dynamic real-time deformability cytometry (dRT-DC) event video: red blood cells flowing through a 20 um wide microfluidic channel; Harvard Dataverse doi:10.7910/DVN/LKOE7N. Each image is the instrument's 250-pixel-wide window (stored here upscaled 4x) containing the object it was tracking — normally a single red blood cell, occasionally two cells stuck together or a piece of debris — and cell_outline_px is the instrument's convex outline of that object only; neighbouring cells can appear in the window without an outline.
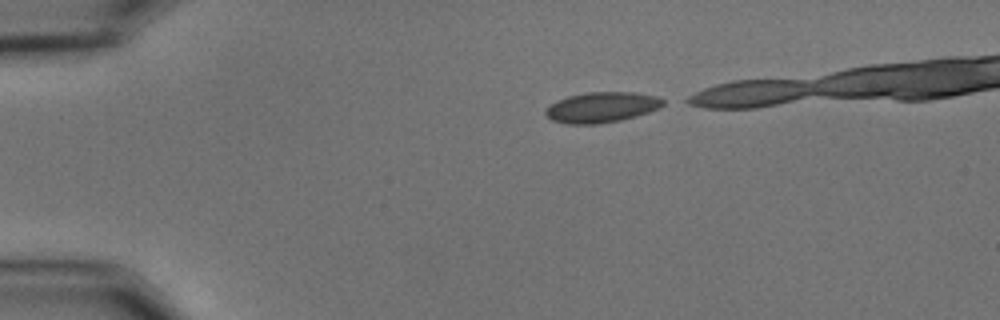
{"species": "common noctule bat (a hibernating species)", "species_latin": "Nyctalus noctula", "temperature_condition": "cold", "stored_images_in_passage": 35, "camera_frame_rate_fps": 3000, "um_per_image_px": 0.085, "animal": {"sex": "male", "body_mass_g": 15.6}, "frame": {"image": 1, "passage_image": 1, "time_ms": 0.0, "image_size_px": [1000, 320], "cell_outline_px": [[664, 104], [660, 108], [636, 116], [620, 120], [596, 124], [568, 124], [552, 120], [544, 112], [556, 100], [568, 96], [588, 92], [636, 92], [656, 96], [664, 100]], "centroid_in_image_um": [51.16, 9.11], "position_along_channel_um": 33.8, "area_um2": 20.75}}
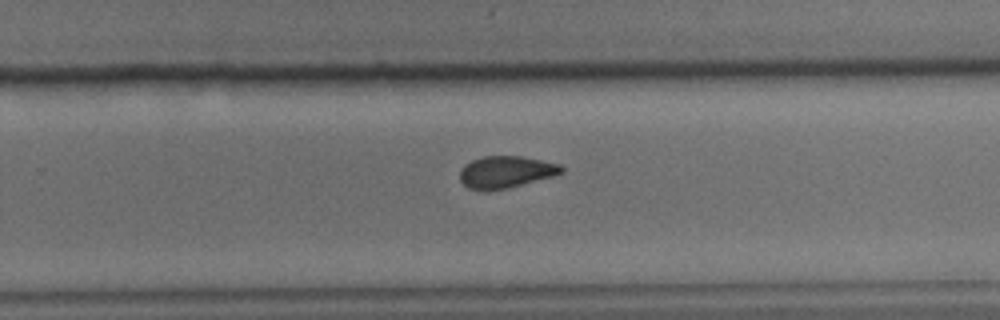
{"frame": {"image": 2, "passage_image": 26, "time_ms": 8.333, "image_size_px": [1000, 320], "cell_outline_px": [[564, 172], [552, 176], [504, 188], [468, 188], [460, 180], [460, 168], [464, 164], [472, 160], [484, 156], [520, 156], [560, 164], [564, 168]], "centroid_in_image_um": [42.99, 14.57], "position_along_channel_um": 286.8, "area_um2": 18.26}}
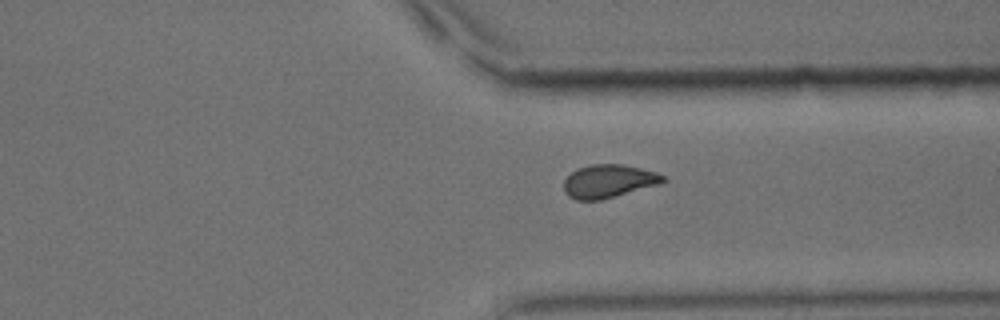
{"frame": {"image": 3, "passage_image": 32, "time_ms": 10.333, "image_size_px": [1000, 320], "cell_outline_px": [[668, 180], [660, 184], [616, 196], [600, 200], [576, 200], [568, 196], [564, 192], [564, 180], [572, 172], [580, 168], [592, 164], [624, 164], [656, 172], [664, 176]], "centroid_in_image_um": [51.75, 15.4], "position_along_channel_um": 359.7, "area_um2": 19.19}}